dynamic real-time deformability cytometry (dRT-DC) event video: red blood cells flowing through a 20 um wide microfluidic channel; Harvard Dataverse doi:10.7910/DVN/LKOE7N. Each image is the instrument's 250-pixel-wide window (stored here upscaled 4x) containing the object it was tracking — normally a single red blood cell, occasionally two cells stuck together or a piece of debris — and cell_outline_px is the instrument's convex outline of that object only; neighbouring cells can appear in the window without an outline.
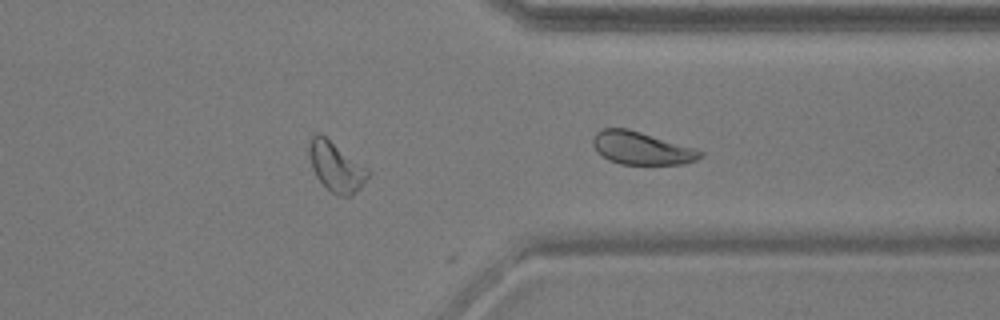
{"species": "common noctule bat (a hibernating species)", "species_latin": "Nyctalus noctula", "temperature_condition": "warm", "stored_images_in_passage": 28, "camera_frame_rate_fps": 3000, "um_per_image_px": 0.085, "animal": {"sex": "male", "body_mass_g": 17.9, "forearm_length_mm": 54.2}, "frame": {"image": 1, "passage_image": 27, "time_ms": 8.667, "image_size_px": [1000, 320], "cell_outline_px": [[372, 172], [360, 188], [352, 196], [340, 196], [332, 192], [316, 176], [312, 168], [308, 152], [308, 148], [312, 136], [316, 132], [320, 132], [368, 168]], "centroid_in_image_um": [28.58, 14.15], "position_along_channel_um": 382.8, "area_um2": 17.05}, "authors_computed_cell_mechanics": {"area_um2": 15.1725, "velocity_mm_per_s": 3.9167, "shape_relaxation_time_tau1_ms": 11.1752, "shape_relaxation_time_tau2_ms": 2.5751, "deformation_change_tau1": 0.1901, "deformation_change_tau2": 0.0484}}